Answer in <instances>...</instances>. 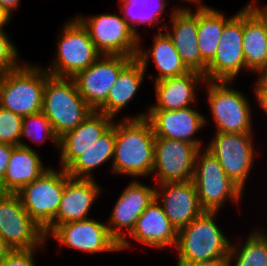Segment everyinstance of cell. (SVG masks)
<instances>
[{"label": "cell", "instance_id": "6da1fadb", "mask_svg": "<svg viewBox=\"0 0 267 266\" xmlns=\"http://www.w3.org/2000/svg\"><path fill=\"white\" fill-rule=\"evenodd\" d=\"M147 114L115 124L112 171L133 177L148 176L154 166L155 134Z\"/></svg>", "mask_w": 267, "mask_h": 266}, {"label": "cell", "instance_id": "7a4b0ae2", "mask_svg": "<svg viewBox=\"0 0 267 266\" xmlns=\"http://www.w3.org/2000/svg\"><path fill=\"white\" fill-rule=\"evenodd\" d=\"M93 111L79 94L73 78L52 76L46 71L42 112L58 138L75 129Z\"/></svg>", "mask_w": 267, "mask_h": 266}, {"label": "cell", "instance_id": "3957f363", "mask_svg": "<svg viewBox=\"0 0 267 266\" xmlns=\"http://www.w3.org/2000/svg\"><path fill=\"white\" fill-rule=\"evenodd\" d=\"M218 212L204 211L189 225L178 230L175 249L177 266L191 265L230 253L231 244L214 222Z\"/></svg>", "mask_w": 267, "mask_h": 266}, {"label": "cell", "instance_id": "277c9868", "mask_svg": "<svg viewBox=\"0 0 267 266\" xmlns=\"http://www.w3.org/2000/svg\"><path fill=\"white\" fill-rule=\"evenodd\" d=\"M46 70L28 63L0 74V106L22 117L42 112Z\"/></svg>", "mask_w": 267, "mask_h": 266}, {"label": "cell", "instance_id": "5b68a950", "mask_svg": "<svg viewBox=\"0 0 267 266\" xmlns=\"http://www.w3.org/2000/svg\"><path fill=\"white\" fill-rule=\"evenodd\" d=\"M196 155L193 182L204 211L218 212L227 198L240 200L243 190L225 173L218 159L207 149Z\"/></svg>", "mask_w": 267, "mask_h": 266}, {"label": "cell", "instance_id": "8992f818", "mask_svg": "<svg viewBox=\"0 0 267 266\" xmlns=\"http://www.w3.org/2000/svg\"><path fill=\"white\" fill-rule=\"evenodd\" d=\"M63 26L57 44L56 61L47 72L56 77L73 78L93 64L101 54L95 48L87 29L77 18L69 20Z\"/></svg>", "mask_w": 267, "mask_h": 266}, {"label": "cell", "instance_id": "52a82bcc", "mask_svg": "<svg viewBox=\"0 0 267 266\" xmlns=\"http://www.w3.org/2000/svg\"><path fill=\"white\" fill-rule=\"evenodd\" d=\"M69 178L66 169L60 168L57 172L49 168L17 193L25 211L43 231L58 212L64 185Z\"/></svg>", "mask_w": 267, "mask_h": 266}, {"label": "cell", "instance_id": "ba28073f", "mask_svg": "<svg viewBox=\"0 0 267 266\" xmlns=\"http://www.w3.org/2000/svg\"><path fill=\"white\" fill-rule=\"evenodd\" d=\"M206 82L216 133L252 134V111L244 94L231 88V81Z\"/></svg>", "mask_w": 267, "mask_h": 266}, {"label": "cell", "instance_id": "9c48e42d", "mask_svg": "<svg viewBox=\"0 0 267 266\" xmlns=\"http://www.w3.org/2000/svg\"><path fill=\"white\" fill-rule=\"evenodd\" d=\"M87 29L95 48L101 55H120L136 58L140 37L118 14H97L85 19L77 16Z\"/></svg>", "mask_w": 267, "mask_h": 266}, {"label": "cell", "instance_id": "30bf717a", "mask_svg": "<svg viewBox=\"0 0 267 266\" xmlns=\"http://www.w3.org/2000/svg\"><path fill=\"white\" fill-rule=\"evenodd\" d=\"M0 236L12 250L39 248L46 242L44 231L25 211L17 193L0 196Z\"/></svg>", "mask_w": 267, "mask_h": 266}, {"label": "cell", "instance_id": "8fae6325", "mask_svg": "<svg viewBox=\"0 0 267 266\" xmlns=\"http://www.w3.org/2000/svg\"><path fill=\"white\" fill-rule=\"evenodd\" d=\"M245 66L243 54V9L225 23L213 60L207 65L205 80L231 81Z\"/></svg>", "mask_w": 267, "mask_h": 266}, {"label": "cell", "instance_id": "7c38bea8", "mask_svg": "<svg viewBox=\"0 0 267 266\" xmlns=\"http://www.w3.org/2000/svg\"><path fill=\"white\" fill-rule=\"evenodd\" d=\"M200 148L190 142L156 137L154 166L158 184L193 180L196 155Z\"/></svg>", "mask_w": 267, "mask_h": 266}, {"label": "cell", "instance_id": "4fadbf2b", "mask_svg": "<svg viewBox=\"0 0 267 266\" xmlns=\"http://www.w3.org/2000/svg\"><path fill=\"white\" fill-rule=\"evenodd\" d=\"M120 55H101L87 69L78 72L73 80L79 94L97 111L105 102L120 71L132 60Z\"/></svg>", "mask_w": 267, "mask_h": 266}, {"label": "cell", "instance_id": "5bb4252c", "mask_svg": "<svg viewBox=\"0 0 267 266\" xmlns=\"http://www.w3.org/2000/svg\"><path fill=\"white\" fill-rule=\"evenodd\" d=\"M252 134L216 133L207 149L218 159L226 175L242 190L254 161Z\"/></svg>", "mask_w": 267, "mask_h": 266}, {"label": "cell", "instance_id": "9a60e30c", "mask_svg": "<svg viewBox=\"0 0 267 266\" xmlns=\"http://www.w3.org/2000/svg\"><path fill=\"white\" fill-rule=\"evenodd\" d=\"M156 197V188L146 186L133 180L124 188L117 202L110 220L106 223L110 234L119 242L120 250L130 248L126 234L134 229L137 219ZM126 229L122 233V230Z\"/></svg>", "mask_w": 267, "mask_h": 266}, {"label": "cell", "instance_id": "2e32d148", "mask_svg": "<svg viewBox=\"0 0 267 266\" xmlns=\"http://www.w3.org/2000/svg\"><path fill=\"white\" fill-rule=\"evenodd\" d=\"M50 234L61 245L87 253L120 250V244L110 234L107 224L94 219L60 224Z\"/></svg>", "mask_w": 267, "mask_h": 266}, {"label": "cell", "instance_id": "e0dca14e", "mask_svg": "<svg viewBox=\"0 0 267 266\" xmlns=\"http://www.w3.org/2000/svg\"><path fill=\"white\" fill-rule=\"evenodd\" d=\"M158 186L161 190L156 189V198L162 204L166 216L177 231L189 225L204 212L193 180L167 182L158 184Z\"/></svg>", "mask_w": 267, "mask_h": 266}, {"label": "cell", "instance_id": "ac0fdd59", "mask_svg": "<svg viewBox=\"0 0 267 266\" xmlns=\"http://www.w3.org/2000/svg\"><path fill=\"white\" fill-rule=\"evenodd\" d=\"M101 187L95 179L69 178L64 185L61 202L53 222L44 230L47 238L58 225L88 219V212Z\"/></svg>", "mask_w": 267, "mask_h": 266}, {"label": "cell", "instance_id": "d6986e66", "mask_svg": "<svg viewBox=\"0 0 267 266\" xmlns=\"http://www.w3.org/2000/svg\"><path fill=\"white\" fill-rule=\"evenodd\" d=\"M172 11V31L166 34L186 67L204 75L208 64L202 59L198 45V8L195 13L183 7Z\"/></svg>", "mask_w": 267, "mask_h": 266}, {"label": "cell", "instance_id": "ffe728a7", "mask_svg": "<svg viewBox=\"0 0 267 266\" xmlns=\"http://www.w3.org/2000/svg\"><path fill=\"white\" fill-rule=\"evenodd\" d=\"M146 114L156 137L190 142L201 149V140L193 137L204 126L206 119L198 111L187 107L179 110H148Z\"/></svg>", "mask_w": 267, "mask_h": 266}, {"label": "cell", "instance_id": "44dd1931", "mask_svg": "<svg viewBox=\"0 0 267 266\" xmlns=\"http://www.w3.org/2000/svg\"><path fill=\"white\" fill-rule=\"evenodd\" d=\"M113 117L93 111L75 129L59 137L61 168L66 169L87 148L94 144L112 125Z\"/></svg>", "mask_w": 267, "mask_h": 266}, {"label": "cell", "instance_id": "7402d4cb", "mask_svg": "<svg viewBox=\"0 0 267 266\" xmlns=\"http://www.w3.org/2000/svg\"><path fill=\"white\" fill-rule=\"evenodd\" d=\"M178 231L170 223L162 204L155 199L137 219L130 236L143 245L159 249L175 247Z\"/></svg>", "mask_w": 267, "mask_h": 266}, {"label": "cell", "instance_id": "603a6c76", "mask_svg": "<svg viewBox=\"0 0 267 266\" xmlns=\"http://www.w3.org/2000/svg\"><path fill=\"white\" fill-rule=\"evenodd\" d=\"M206 81L203 74L190 71L182 76L170 77L155 82L157 103L148 110H179L196 102L195 86Z\"/></svg>", "mask_w": 267, "mask_h": 266}, {"label": "cell", "instance_id": "cb8c5ba5", "mask_svg": "<svg viewBox=\"0 0 267 266\" xmlns=\"http://www.w3.org/2000/svg\"><path fill=\"white\" fill-rule=\"evenodd\" d=\"M48 169L29 145L24 143L22 146H15L0 184L1 189L4 193H18Z\"/></svg>", "mask_w": 267, "mask_h": 266}, {"label": "cell", "instance_id": "d4e9b609", "mask_svg": "<svg viewBox=\"0 0 267 266\" xmlns=\"http://www.w3.org/2000/svg\"><path fill=\"white\" fill-rule=\"evenodd\" d=\"M154 38L153 47L147 52L141 49L139 44L136 59L146 69L149 57L153 58L159 73L154 79L155 82L165 78L182 76L190 72L165 32L158 33Z\"/></svg>", "mask_w": 267, "mask_h": 266}, {"label": "cell", "instance_id": "484cf974", "mask_svg": "<svg viewBox=\"0 0 267 266\" xmlns=\"http://www.w3.org/2000/svg\"><path fill=\"white\" fill-rule=\"evenodd\" d=\"M243 54L245 66L259 75L267 69V33L262 21L243 8Z\"/></svg>", "mask_w": 267, "mask_h": 266}, {"label": "cell", "instance_id": "4316f807", "mask_svg": "<svg viewBox=\"0 0 267 266\" xmlns=\"http://www.w3.org/2000/svg\"><path fill=\"white\" fill-rule=\"evenodd\" d=\"M146 70L133 58L121 71L113 87L109 90L106 102L97 110L114 118L125 108L136 94L144 80Z\"/></svg>", "mask_w": 267, "mask_h": 266}, {"label": "cell", "instance_id": "83f0119b", "mask_svg": "<svg viewBox=\"0 0 267 266\" xmlns=\"http://www.w3.org/2000/svg\"><path fill=\"white\" fill-rule=\"evenodd\" d=\"M115 121L113 125L92 144L83 151L67 168L66 172L71 178L91 179L92 170L102 163L112 159L115 144Z\"/></svg>", "mask_w": 267, "mask_h": 266}, {"label": "cell", "instance_id": "f1b7e54d", "mask_svg": "<svg viewBox=\"0 0 267 266\" xmlns=\"http://www.w3.org/2000/svg\"><path fill=\"white\" fill-rule=\"evenodd\" d=\"M230 18L203 4L198 6V45L202 59L209 64L215 57L225 23Z\"/></svg>", "mask_w": 267, "mask_h": 266}, {"label": "cell", "instance_id": "f546056e", "mask_svg": "<svg viewBox=\"0 0 267 266\" xmlns=\"http://www.w3.org/2000/svg\"><path fill=\"white\" fill-rule=\"evenodd\" d=\"M122 0L120 12H123L122 17L127 21L128 26L138 35V31L134 25L148 23L152 27L157 24L162 16L165 8V0ZM155 3V4H154ZM153 4V6H152ZM155 6V7H154ZM137 10V12L135 11Z\"/></svg>", "mask_w": 267, "mask_h": 266}, {"label": "cell", "instance_id": "4dcf8cb0", "mask_svg": "<svg viewBox=\"0 0 267 266\" xmlns=\"http://www.w3.org/2000/svg\"><path fill=\"white\" fill-rule=\"evenodd\" d=\"M229 255L231 261L236 258L234 266H267V234L251 233L242 248L231 243Z\"/></svg>", "mask_w": 267, "mask_h": 266}, {"label": "cell", "instance_id": "1f68e13d", "mask_svg": "<svg viewBox=\"0 0 267 266\" xmlns=\"http://www.w3.org/2000/svg\"><path fill=\"white\" fill-rule=\"evenodd\" d=\"M40 132H43V134ZM24 136L38 143L43 142L46 137L49 136L52 142L56 144L57 148L59 147V138L55 134L51 122L43 112L23 117L21 138Z\"/></svg>", "mask_w": 267, "mask_h": 266}, {"label": "cell", "instance_id": "d6a6232c", "mask_svg": "<svg viewBox=\"0 0 267 266\" xmlns=\"http://www.w3.org/2000/svg\"><path fill=\"white\" fill-rule=\"evenodd\" d=\"M23 117L0 106V143L22 146Z\"/></svg>", "mask_w": 267, "mask_h": 266}, {"label": "cell", "instance_id": "836d02e7", "mask_svg": "<svg viewBox=\"0 0 267 266\" xmlns=\"http://www.w3.org/2000/svg\"><path fill=\"white\" fill-rule=\"evenodd\" d=\"M12 43L5 31L0 29V74L14 70L22 64L17 59L18 52Z\"/></svg>", "mask_w": 267, "mask_h": 266}, {"label": "cell", "instance_id": "e575fe53", "mask_svg": "<svg viewBox=\"0 0 267 266\" xmlns=\"http://www.w3.org/2000/svg\"><path fill=\"white\" fill-rule=\"evenodd\" d=\"M35 250L37 248L12 250L4 260L0 261V266H35Z\"/></svg>", "mask_w": 267, "mask_h": 266}, {"label": "cell", "instance_id": "d590c367", "mask_svg": "<svg viewBox=\"0 0 267 266\" xmlns=\"http://www.w3.org/2000/svg\"><path fill=\"white\" fill-rule=\"evenodd\" d=\"M15 146L0 143V184L6 172L12 150Z\"/></svg>", "mask_w": 267, "mask_h": 266}, {"label": "cell", "instance_id": "8d00e7d4", "mask_svg": "<svg viewBox=\"0 0 267 266\" xmlns=\"http://www.w3.org/2000/svg\"><path fill=\"white\" fill-rule=\"evenodd\" d=\"M231 263L230 255L228 254L186 266H231Z\"/></svg>", "mask_w": 267, "mask_h": 266}, {"label": "cell", "instance_id": "74e56055", "mask_svg": "<svg viewBox=\"0 0 267 266\" xmlns=\"http://www.w3.org/2000/svg\"><path fill=\"white\" fill-rule=\"evenodd\" d=\"M254 93L258 99L260 107L267 113V88L257 79Z\"/></svg>", "mask_w": 267, "mask_h": 266}, {"label": "cell", "instance_id": "f35d334b", "mask_svg": "<svg viewBox=\"0 0 267 266\" xmlns=\"http://www.w3.org/2000/svg\"><path fill=\"white\" fill-rule=\"evenodd\" d=\"M255 1L253 0L252 3H249L247 5V7L262 21L266 33H267V7L264 6L263 8H259V7H255L256 3H254ZM254 3V4H253Z\"/></svg>", "mask_w": 267, "mask_h": 266}, {"label": "cell", "instance_id": "ab89813d", "mask_svg": "<svg viewBox=\"0 0 267 266\" xmlns=\"http://www.w3.org/2000/svg\"><path fill=\"white\" fill-rule=\"evenodd\" d=\"M20 0H0V8L11 17L13 9L18 8Z\"/></svg>", "mask_w": 267, "mask_h": 266}, {"label": "cell", "instance_id": "60d3db41", "mask_svg": "<svg viewBox=\"0 0 267 266\" xmlns=\"http://www.w3.org/2000/svg\"><path fill=\"white\" fill-rule=\"evenodd\" d=\"M12 249L7 245L6 241L0 236V261L4 260Z\"/></svg>", "mask_w": 267, "mask_h": 266}, {"label": "cell", "instance_id": "b9f144b4", "mask_svg": "<svg viewBox=\"0 0 267 266\" xmlns=\"http://www.w3.org/2000/svg\"><path fill=\"white\" fill-rule=\"evenodd\" d=\"M10 17L0 8V29H3V26H6L10 22Z\"/></svg>", "mask_w": 267, "mask_h": 266}, {"label": "cell", "instance_id": "7bdbcfd3", "mask_svg": "<svg viewBox=\"0 0 267 266\" xmlns=\"http://www.w3.org/2000/svg\"><path fill=\"white\" fill-rule=\"evenodd\" d=\"M258 80L267 88V69L259 75Z\"/></svg>", "mask_w": 267, "mask_h": 266}, {"label": "cell", "instance_id": "ee69618b", "mask_svg": "<svg viewBox=\"0 0 267 266\" xmlns=\"http://www.w3.org/2000/svg\"><path fill=\"white\" fill-rule=\"evenodd\" d=\"M182 1L191 2V3L194 2L195 4H197L196 6H199V5H201L200 3L202 0H182Z\"/></svg>", "mask_w": 267, "mask_h": 266}, {"label": "cell", "instance_id": "f6af8a7d", "mask_svg": "<svg viewBox=\"0 0 267 266\" xmlns=\"http://www.w3.org/2000/svg\"><path fill=\"white\" fill-rule=\"evenodd\" d=\"M3 193H4V192L2 191L1 186H0V196H1Z\"/></svg>", "mask_w": 267, "mask_h": 266}]
</instances>
